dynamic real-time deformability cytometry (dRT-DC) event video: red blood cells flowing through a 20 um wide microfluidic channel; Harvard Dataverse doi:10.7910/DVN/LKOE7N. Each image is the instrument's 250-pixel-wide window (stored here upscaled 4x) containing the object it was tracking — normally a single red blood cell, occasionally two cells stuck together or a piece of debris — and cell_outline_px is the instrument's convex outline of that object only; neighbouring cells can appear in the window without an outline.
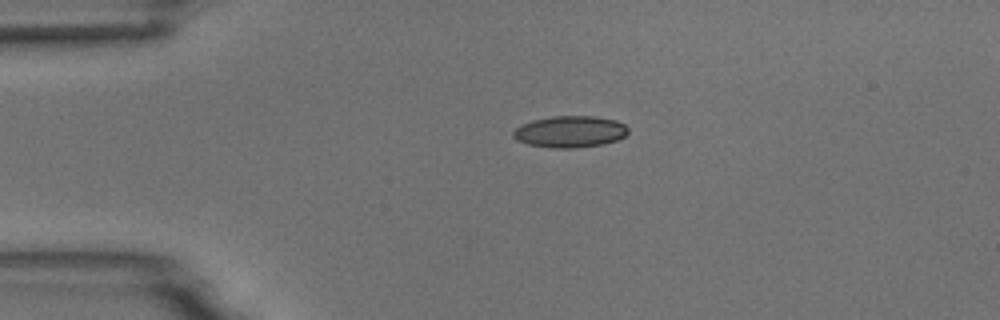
{"species": "common noctule bat (a hibernating species)", "species_latin": "Nyctalus noctula", "temperature_condition": "room temperature", "stored_images_in_passage": 2, "camera_frame_rate_fps": 3000, "um_per_image_px": 0.085, "animal": {"sex": "male", "body_mass_g": 18.8}, "frame": {"image": 1, "passage_image": 1, "time_ms": 0.0, "image_size_px": [1000, 320], "cell_outline_px": [[628, 132], [624, 136], [616, 140], [600, 144], [576, 148], [552, 148], [528, 144], [516, 140], [512, 136], [512, 132], [520, 124], [532, 120], [552, 116], [596, 116], [616, 120], [624, 124], [628, 128]], "centroid_in_image_um": [48.42, 11.18], "position_along_channel_um": 36.6, "area_um2": 21.21}}